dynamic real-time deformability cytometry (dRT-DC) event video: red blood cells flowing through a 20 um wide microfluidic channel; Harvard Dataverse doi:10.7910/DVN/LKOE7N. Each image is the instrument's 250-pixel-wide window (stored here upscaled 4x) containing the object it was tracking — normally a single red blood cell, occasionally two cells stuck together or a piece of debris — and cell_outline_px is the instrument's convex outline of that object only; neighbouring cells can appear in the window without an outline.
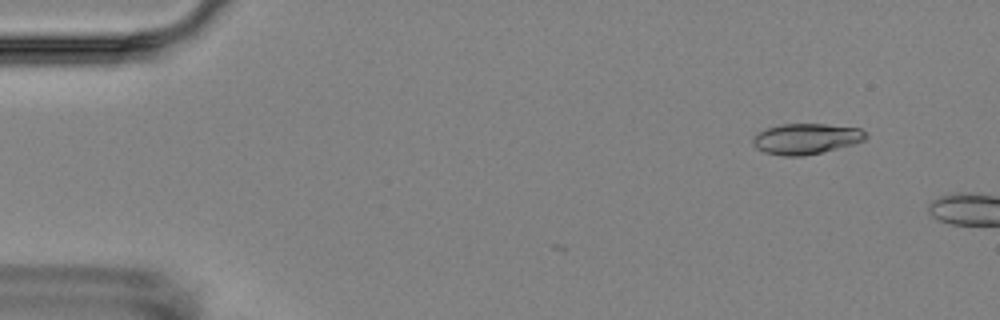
{"species": "Egyptian fruit bat (a non-hibernating species)", "species_latin": "Rousettus aegyptiacus", "temperature_condition": "room temperature", "stored_images_in_passage": 2, "camera_frame_rate_fps": 3000, "um_per_image_px": 0.085, "animal": {"sex": "female"}, "frame": {"image": 1, "passage_image": 1, "time_ms": 0.0, "image_size_px": [1000, 320], "cell_outline_px": [[868, 136], [864, 140], [852, 144], [824, 152], [804, 156], [784, 156], [764, 152], [756, 148], [752, 144], [752, 140], [764, 128], [780, 124], [824, 124], [860, 128]], "centroid_in_image_um": [68.5, 11.8], "position_along_channel_um": 16.5, "area_um2": 20.17}}